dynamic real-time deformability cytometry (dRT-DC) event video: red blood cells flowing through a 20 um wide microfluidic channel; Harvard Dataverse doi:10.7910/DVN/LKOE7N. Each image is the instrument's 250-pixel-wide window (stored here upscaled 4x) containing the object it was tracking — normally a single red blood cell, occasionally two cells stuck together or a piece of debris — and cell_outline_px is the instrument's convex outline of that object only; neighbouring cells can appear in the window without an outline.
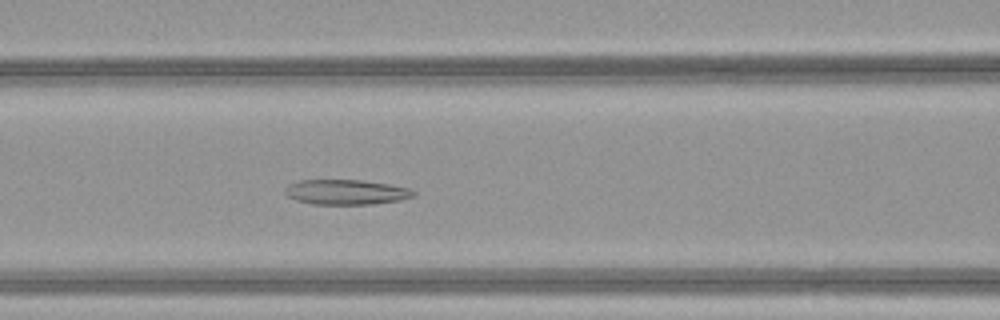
{"species": "common noctule bat (a hibernating species)", "species_latin": "Nyctalus noctula", "temperature_condition": "warm", "stored_images_in_passage": 37, "camera_frame_rate_fps": 3000, "um_per_image_px": 0.085, "animal": {"sex": "female", "body_mass_g": 21.9}, "frame": {"image": 1, "passage_image": 10, "time_ms": 3.0, "image_size_px": [1000, 320], "cell_outline_px": [[416, 196], [400, 200], [372, 204], [312, 204], [296, 200], [288, 196], [284, 192], [284, 188], [288, 184], [300, 180], [360, 180], [388, 184], [408, 188], [416, 192]], "centroid_in_image_um": [29.4, 16.33], "position_along_channel_um": 137.2, "area_um2": 18.73}}
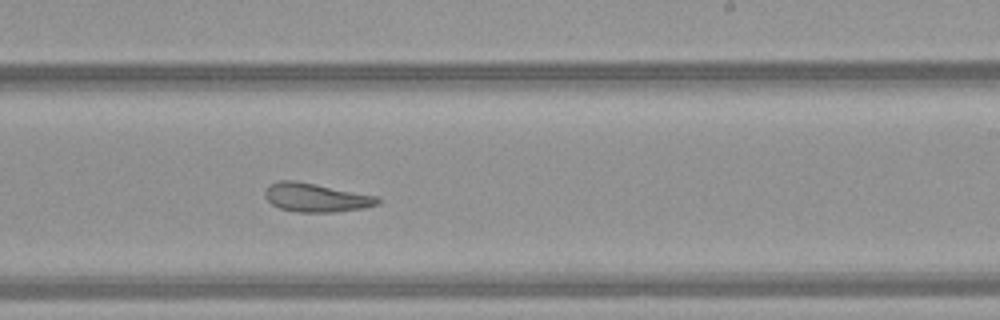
{"frame": {"image": 2, "passage_image": 19, "time_ms": 6.0, "image_size_px": [1000, 320], "cell_outline_px": [[380, 204], [364, 208], [336, 212], [296, 212], [280, 208], [272, 204], [264, 196], [264, 192], [268, 184], [280, 180], [296, 180], [376, 196], [380, 200]], "centroid_in_image_um": [26.83, 16.79], "position_along_channel_um": 262.2, "area_um2": 18.9}}
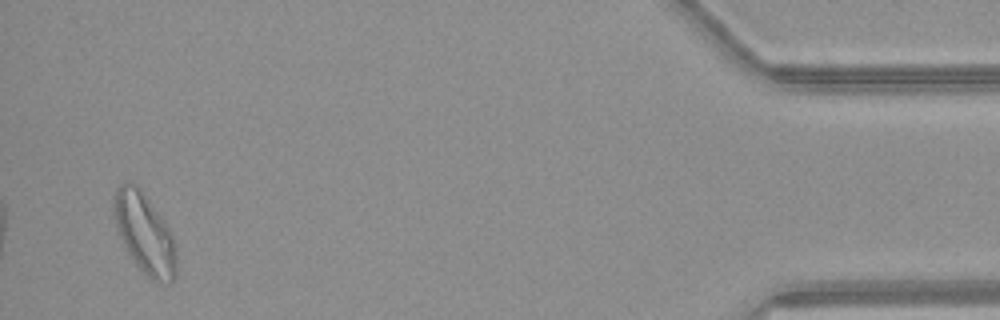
{"frame": {"image": 3, "passage_image": 36, "time_ms": 11.667, "image_size_px": [1000, 320], "cell_outline_px": [[176, 276], [168, 284], [160, 284], [152, 280], [136, 264], [128, 252], [120, 236], [112, 212], [112, 196], [116, 188], [120, 184], [136, 184], [144, 192], [164, 220], [172, 236], [176, 248]], "centroid_in_image_um": [12.29, 19.83], "position_along_channel_um": 422.9, "area_um2": 29.3}, "authors_computed_cell_mechanics": {"area_um2": 20.0566, "velocity_mm_per_s": 4.1707, "shape_relaxation_time_tau1_ms": null, "shape_relaxation_time_tau2_ms": 2.9451, "deformation_change_tau1": null, "deformation_change_tau2": 0.1279}}